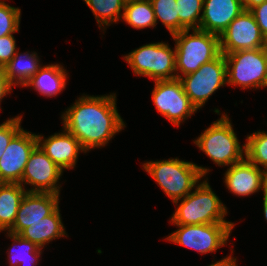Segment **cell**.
Segmentation results:
<instances>
[{
  "mask_svg": "<svg viewBox=\"0 0 267 266\" xmlns=\"http://www.w3.org/2000/svg\"><path fill=\"white\" fill-rule=\"evenodd\" d=\"M63 67L57 63L41 66L24 87L31 86L46 97L56 96L66 87L68 73Z\"/></svg>",
  "mask_w": 267,
  "mask_h": 266,
  "instance_id": "19",
  "label": "cell"
},
{
  "mask_svg": "<svg viewBox=\"0 0 267 266\" xmlns=\"http://www.w3.org/2000/svg\"><path fill=\"white\" fill-rule=\"evenodd\" d=\"M21 119L22 116L18 115L0 124V158L3 156L12 138L22 129L20 126Z\"/></svg>",
  "mask_w": 267,
  "mask_h": 266,
  "instance_id": "29",
  "label": "cell"
},
{
  "mask_svg": "<svg viewBox=\"0 0 267 266\" xmlns=\"http://www.w3.org/2000/svg\"><path fill=\"white\" fill-rule=\"evenodd\" d=\"M194 143L218 166L230 167L245 156V145L241 147L231 121L224 113Z\"/></svg>",
  "mask_w": 267,
  "mask_h": 266,
  "instance_id": "5",
  "label": "cell"
},
{
  "mask_svg": "<svg viewBox=\"0 0 267 266\" xmlns=\"http://www.w3.org/2000/svg\"><path fill=\"white\" fill-rule=\"evenodd\" d=\"M142 166L173 202L191 193L201 178H204L210 170L177 157L169 158V160L148 161Z\"/></svg>",
  "mask_w": 267,
  "mask_h": 266,
  "instance_id": "2",
  "label": "cell"
},
{
  "mask_svg": "<svg viewBox=\"0 0 267 266\" xmlns=\"http://www.w3.org/2000/svg\"><path fill=\"white\" fill-rule=\"evenodd\" d=\"M19 235L42 249L56 238L67 237L65 236L67 233L62 223L59 206L49 216L32 223Z\"/></svg>",
  "mask_w": 267,
  "mask_h": 266,
  "instance_id": "18",
  "label": "cell"
},
{
  "mask_svg": "<svg viewBox=\"0 0 267 266\" xmlns=\"http://www.w3.org/2000/svg\"><path fill=\"white\" fill-rule=\"evenodd\" d=\"M264 193L267 195V175H266V178H265V191Z\"/></svg>",
  "mask_w": 267,
  "mask_h": 266,
  "instance_id": "36",
  "label": "cell"
},
{
  "mask_svg": "<svg viewBox=\"0 0 267 266\" xmlns=\"http://www.w3.org/2000/svg\"><path fill=\"white\" fill-rule=\"evenodd\" d=\"M245 145V158L260 168L267 175V133L257 131L247 136Z\"/></svg>",
  "mask_w": 267,
  "mask_h": 266,
  "instance_id": "25",
  "label": "cell"
},
{
  "mask_svg": "<svg viewBox=\"0 0 267 266\" xmlns=\"http://www.w3.org/2000/svg\"><path fill=\"white\" fill-rule=\"evenodd\" d=\"M266 174L246 158L227 169L225 184L237 196H249L259 190L265 191Z\"/></svg>",
  "mask_w": 267,
  "mask_h": 266,
  "instance_id": "16",
  "label": "cell"
},
{
  "mask_svg": "<svg viewBox=\"0 0 267 266\" xmlns=\"http://www.w3.org/2000/svg\"><path fill=\"white\" fill-rule=\"evenodd\" d=\"M21 10L0 0V37L19 32Z\"/></svg>",
  "mask_w": 267,
  "mask_h": 266,
  "instance_id": "28",
  "label": "cell"
},
{
  "mask_svg": "<svg viewBox=\"0 0 267 266\" xmlns=\"http://www.w3.org/2000/svg\"><path fill=\"white\" fill-rule=\"evenodd\" d=\"M41 65L36 52L19 54L17 50L3 69L13 86L19 84L20 87H23L39 71Z\"/></svg>",
  "mask_w": 267,
  "mask_h": 266,
  "instance_id": "21",
  "label": "cell"
},
{
  "mask_svg": "<svg viewBox=\"0 0 267 266\" xmlns=\"http://www.w3.org/2000/svg\"><path fill=\"white\" fill-rule=\"evenodd\" d=\"M184 92L198 110L220 87L227 85V66L223 53L203 64L196 72L180 78Z\"/></svg>",
  "mask_w": 267,
  "mask_h": 266,
  "instance_id": "8",
  "label": "cell"
},
{
  "mask_svg": "<svg viewBox=\"0 0 267 266\" xmlns=\"http://www.w3.org/2000/svg\"><path fill=\"white\" fill-rule=\"evenodd\" d=\"M209 266H237L236 258L232 257V255H229L220 261L212 263Z\"/></svg>",
  "mask_w": 267,
  "mask_h": 266,
  "instance_id": "33",
  "label": "cell"
},
{
  "mask_svg": "<svg viewBox=\"0 0 267 266\" xmlns=\"http://www.w3.org/2000/svg\"><path fill=\"white\" fill-rule=\"evenodd\" d=\"M62 132L54 133L47 139L43 138V135L36 136L40 148L63 171L76 166L79 151L86 152L70 132L65 128Z\"/></svg>",
  "mask_w": 267,
  "mask_h": 266,
  "instance_id": "15",
  "label": "cell"
},
{
  "mask_svg": "<svg viewBox=\"0 0 267 266\" xmlns=\"http://www.w3.org/2000/svg\"><path fill=\"white\" fill-rule=\"evenodd\" d=\"M244 10L250 11L252 8L261 5L266 0H241Z\"/></svg>",
  "mask_w": 267,
  "mask_h": 266,
  "instance_id": "34",
  "label": "cell"
},
{
  "mask_svg": "<svg viewBox=\"0 0 267 266\" xmlns=\"http://www.w3.org/2000/svg\"><path fill=\"white\" fill-rule=\"evenodd\" d=\"M16 40L11 35L0 37V68H4L16 54Z\"/></svg>",
  "mask_w": 267,
  "mask_h": 266,
  "instance_id": "30",
  "label": "cell"
},
{
  "mask_svg": "<svg viewBox=\"0 0 267 266\" xmlns=\"http://www.w3.org/2000/svg\"><path fill=\"white\" fill-rule=\"evenodd\" d=\"M179 32L199 29L204 0H176Z\"/></svg>",
  "mask_w": 267,
  "mask_h": 266,
  "instance_id": "26",
  "label": "cell"
},
{
  "mask_svg": "<svg viewBox=\"0 0 267 266\" xmlns=\"http://www.w3.org/2000/svg\"><path fill=\"white\" fill-rule=\"evenodd\" d=\"M208 179L200 182L195 191L185 198L174 201L177 206L170 218L174 225H197V224H234L226 221V206L212 191Z\"/></svg>",
  "mask_w": 267,
  "mask_h": 266,
  "instance_id": "3",
  "label": "cell"
},
{
  "mask_svg": "<svg viewBox=\"0 0 267 266\" xmlns=\"http://www.w3.org/2000/svg\"><path fill=\"white\" fill-rule=\"evenodd\" d=\"M124 60L135 75L147 76L154 81L177 78L175 47L172 50L162 41L143 45L125 55Z\"/></svg>",
  "mask_w": 267,
  "mask_h": 266,
  "instance_id": "6",
  "label": "cell"
},
{
  "mask_svg": "<svg viewBox=\"0 0 267 266\" xmlns=\"http://www.w3.org/2000/svg\"><path fill=\"white\" fill-rule=\"evenodd\" d=\"M157 20L167 28L171 35L179 32V16L176 0H150Z\"/></svg>",
  "mask_w": 267,
  "mask_h": 266,
  "instance_id": "27",
  "label": "cell"
},
{
  "mask_svg": "<svg viewBox=\"0 0 267 266\" xmlns=\"http://www.w3.org/2000/svg\"><path fill=\"white\" fill-rule=\"evenodd\" d=\"M59 194L26 192L20 202L13 226L7 231L20 234L41 219L49 216L59 206Z\"/></svg>",
  "mask_w": 267,
  "mask_h": 266,
  "instance_id": "14",
  "label": "cell"
},
{
  "mask_svg": "<svg viewBox=\"0 0 267 266\" xmlns=\"http://www.w3.org/2000/svg\"><path fill=\"white\" fill-rule=\"evenodd\" d=\"M7 234L10 239L14 240V242H12L14 245L10 247L11 249H8L10 266H24L26 263H28V266L30 264L36 266L42 254V248H39L36 244L22 238L18 234L9 232H7Z\"/></svg>",
  "mask_w": 267,
  "mask_h": 266,
  "instance_id": "23",
  "label": "cell"
},
{
  "mask_svg": "<svg viewBox=\"0 0 267 266\" xmlns=\"http://www.w3.org/2000/svg\"><path fill=\"white\" fill-rule=\"evenodd\" d=\"M27 190L18 183H0V232L14 224L19 205Z\"/></svg>",
  "mask_w": 267,
  "mask_h": 266,
  "instance_id": "20",
  "label": "cell"
},
{
  "mask_svg": "<svg viewBox=\"0 0 267 266\" xmlns=\"http://www.w3.org/2000/svg\"><path fill=\"white\" fill-rule=\"evenodd\" d=\"M122 20L135 29L154 28L157 25L150 0H126Z\"/></svg>",
  "mask_w": 267,
  "mask_h": 266,
  "instance_id": "22",
  "label": "cell"
},
{
  "mask_svg": "<svg viewBox=\"0 0 267 266\" xmlns=\"http://www.w3.org/2000/svg\"><path fill=\"white\" fill-rule=\"evenodd\" d=\"M63 171L37 145L30 154L22 174L21 185H31L27 192L60 194L58 186ZM24 184V185H23Z\"/></svg>",
  "mask_w": 267,
  "mask_h": 266,
  "instance_id": "12",
  "label": "cell"
},
{
  "mask_svg": "<svg viewBox=\"0 0 267 266\" xmlns=\"http://www.w3.org/2000/svg\"><path fill=\"white\" fill-rule=\"evenodd\" d=\"M92 10L99 28L110 26L122 19L126 0H83ZM111 23V24H110Z\"/></svg>",
  "mask_w": 267,
  "mask_h": 266,
  "instance_id": "24",
  "label": "cell"
},
{
  "mask_svg": "<svg viewBox=\"0 0 267 266\" xmlns=\"http://www.w3.org/2000/svg\"><path fill=\"white\" fill-rule=\"evenodd\" d=\"M12 87L14 86L9 82V79L6 77L4 69L0 68V102L6 95H8V93H11Z\"/></svg>",
  "mask_w": 267,
  "mask_h": 266,
  "instance_id": "32",
  "label": "cell"
},
{
  "mask_svg": "<svg viewBox=\"0 0 267 266\" xmlns=\"http://www.w3.org/2000/svg\"><path fill=\"white\" fill-rule=\"evenodd\" d=\"M243 11L241 0H204L199 29L220 35Z\"/></svg>",
  "mask_w": 267,
  "mask_h": 266,
  "instance_id": "17",
  "label": "cell"
},
{
  "mask_svg": "<svg viewBox=\"0 0 267 266\" xmlns=\"http://www.w3.org/2000/svg\"><path fill=\"white\" fill-rule=\"evenodd\" d=\"M37 145L36 134L23 128L12 138L0 158V183H21L30 154Z\"/></svg>",
  "mask_w": 267,
  "mask_h": 266,
  "instance_id": "13",
  "label": "cell"
},
{
  "mask_svg": "<svg viewBox=\"0 0 267 266\" xmlns=\"http://www.w3.org/2000/svg\"><path fill=\"white\" fill-rule=\"evenodd\" d=\"M235 224L177 225L178 230L166 240L191 248L201 254L216 252L227 244Z\"/></svg>",
  "mask_w": 267,
  "mask_h": 266,
  "instance_id": "9",
  "label": "cell"
},
{
  "mask_svg": "<svg viewBox=\"0 0 267 266\" xmlns=\"http://www.w3.org/2000/svg\"><path fill=\"white\" fill-rule=\"evenodd\" d=\"M227 85L241 89L262 88L267 75V47L224 54Z\"/></svg>",
  "mask_w": 267,
  "mask_h": 266,
  "instance_id": "7",
  "label": "cell"
},
{
  "mask_svg": "<svg viewBox=\"0 0 267 266\" xmlns=\"http://www.w3.org/2000/svg\"><path fill=\"white\" fill-rule=\"evenodd\" d=\"M256 23L258 24L262 35L267 40V0L250 10Z\"/></svg>",
  "mask_w": 267,
  "mask_h": 266,
  "instance_id": "31",
  "label": "cell"
},
{
  "mask_svg": "<svg viewBox=\"0 0 267 266\" xmlns=\"http://www.w3.org/2000/svg\"><path fill=\"white\" fill-rule=\"evenodd\" d=\"M263 213H264V216H265V219L267 221V195L263 192Z\"/></svg>",
  "mask_w": 267,
  "mask_h": 266,
  "instance_id": "35",
  "label": "cell"
},
{
  "mask_svg": "<svg viewBox=\"0 0 267 266\" xmlns=\"http://www.w3.org/2000/svg\"><path fill=\"white\" fill-rule=\"evenodd\" d=\"M264 87H267V75H266V80H265V85Z\"/></svg>",
  "mask_w": 267,
  "mask_h": 266,
  "instance_id": "37",
  "label": "cell"
},
{
  "mask_svg": "<svg viewBox=\"0 0 267 266\" xmlns=\"http://www.w3.org/2000/svg\"><path fill=\"white\" fill-rule=\"evenodd\" d=\"M192 31L191 34L190 30H183L171 35L175 41L176 75L179 79L182 75L196 72L221 53L219 35L200 29Z\"/></svg>",
  "mask_w": 267,
  "mask_h": 266,
  "instance_id": "4",
  "label": "cell"
},
{
  "mask_svg": "<svg viewBox=\"0 0 267 266\" xmlns=\"http://www.w3.org/2000/svg\"><path fill=\"white\" fill-rule=\"evenodd\" d=\"M152 100L157 111L178 126L197 111L179 78L154 81Z\"/></svg>",
  "mask_w": 267,
  "mask_h": 266,
  "instance_id": "10",
  "label": "cell"
},
{
  "mask_svg": "<svg viewBox=\"0 0 267 266\" xmlns=\"http://www.w3.org/2000/svg\"><path fill=\"white\" fill-rule=\"evenodd\" d=\"M61 115L63 128L81 144L85 152L109 143L125 123L118 113L116 94L81 97Z\"/></svg>",
  "mask_w": 267,
  "mask_h": 266,
  "instance_id": "1",
  "label": "cell"
},
{
  "mask_svg": "<svg viewBox=\"0 0 267 266\" xmlns=\"http://www.w3.org/2000/svg\"><path fill=\"white\" fill-rule=\"evenodd\" d=\"M219 42L223 54L267 47L266 38L248 10L239 14L219 35Z\"/></svg>",
  "mask_w": 267,
  "mask_h": 266,
  "instance_id": "11",
  "label": "cell"
}]
</instances>
